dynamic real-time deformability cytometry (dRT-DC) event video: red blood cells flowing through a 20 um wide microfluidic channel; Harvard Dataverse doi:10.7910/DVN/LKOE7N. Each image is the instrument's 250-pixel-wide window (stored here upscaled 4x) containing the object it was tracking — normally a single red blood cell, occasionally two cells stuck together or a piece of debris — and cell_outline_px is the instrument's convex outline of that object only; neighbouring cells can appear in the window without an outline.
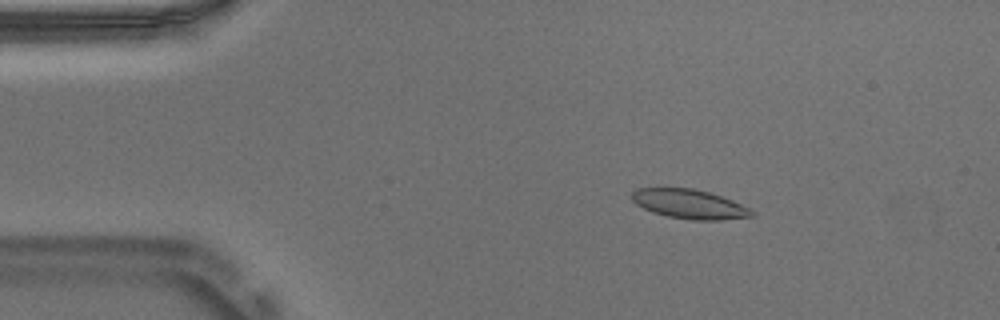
{"species": "Egyptian fruit bat (a non-hibernating species)", "species_latin": "Rousettus aegyptiacus", "temperature_condition": "warm", "stored_images_in_passage": 54, "camera_frame_rate_fps": 3000, "um_per_image_px": 0.085, "animal": {"sex": "male"}, "frame": {"image": 1, "passage_image": 9, "time_ms": 2.667, "image_size_px": [1000, 320], "cell_outline_px": [[756, 216], [720, 220], [692, 220], [668, 216], [652, 212], [636, 204], [632, 200], [632, 192], [636, 188], [692, 188], [708, 192], [732, 200], [756, 212]], "centroid_in_image_um": [58.61, 17.35], "position_along_channel_um": 26.4, "area_um2": 20.4}}
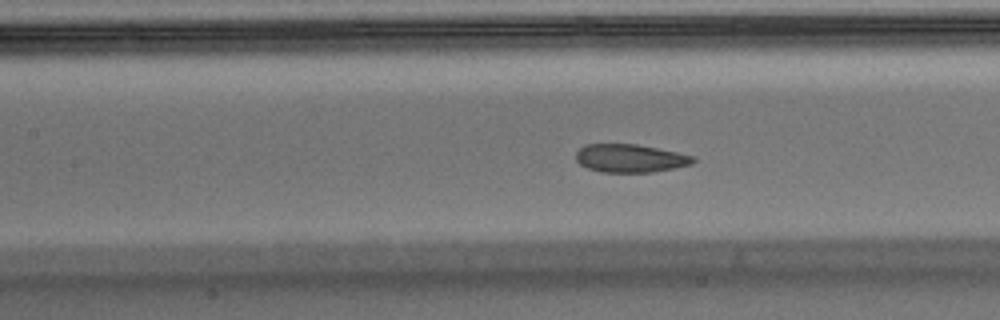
{"frame": {"image": 2, "passage_image": 24, "time_ms": 7.667, "image_size_px": [1000, 320], "cell_outline_px": [[696, 160], [692, 164], [652, 172], [600, 172], [588, 168], [580, 164], [576, 160], [576, 152], [584, 144], [636, 144], [696, 156]], "centroid_in_image_um": [53.55, 13.45], "position_along_channel_um": 153.8, "area_um2": 19.19}}
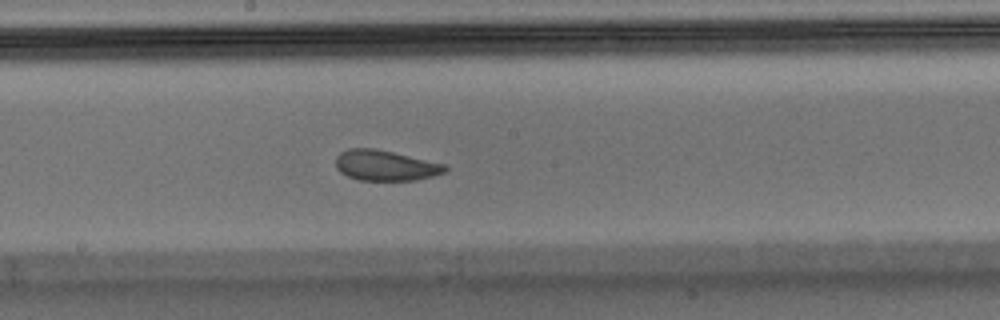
{"frame": {"image": 3, "passage_image": 29, "time_ms": 9.333, "image_size_px": [1000, 320], "cell_outline_px": [[448, 168], [444, 172], [432, 176], [416, 180], [360, 180], [348, 176], [340, 172], [336, 168], [336, 156], [340, 152], [348, 148], [376, 148], [448, 164]], "centroid_in_image_um": [32.77, 14.05], "position_along_channel_um": 215.4, "area_um2": 19.59}, "authors_computed_cell_mechanics": {"area_um2": 20.5479, "velocity_mm_per_s": 3.6988, "shape_relaxation_time_tau1_ms": 5.0401, "shape_relaxation_time_tau2_ms": 2.1157, "deformation_change_tau1": 0.1431, "deformation_change_tau2": 0.0703}}